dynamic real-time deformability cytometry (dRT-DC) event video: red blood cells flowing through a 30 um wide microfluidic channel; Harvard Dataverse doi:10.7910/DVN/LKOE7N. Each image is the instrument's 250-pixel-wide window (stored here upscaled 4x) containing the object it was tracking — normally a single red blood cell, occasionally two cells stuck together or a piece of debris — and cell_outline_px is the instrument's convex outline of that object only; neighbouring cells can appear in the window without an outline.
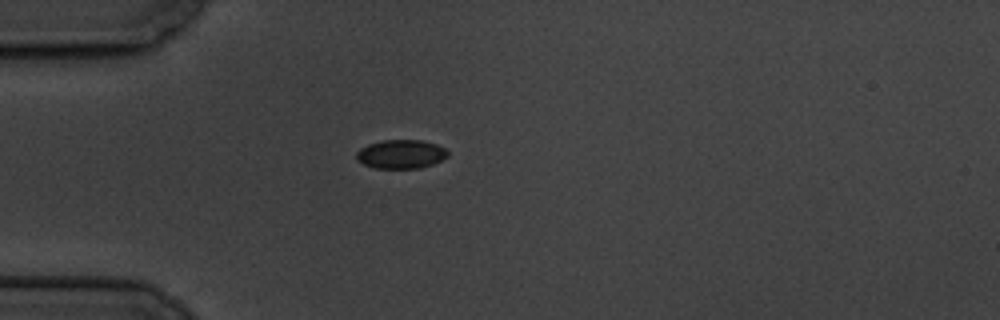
{"species": "common noctule bat (a hibernating species)", "species_latin": "Nyctalus noctula", "temperature_condition": "cold", "stored_images_in_passage": 1, "camera_frame_rate_fps": 3000, "um_per_image_px": 0.085, "animal": {"sex": "male", "body_mass_g": 19.5, "forearm_length_mm": 54.6}, "frame": {"image": 1, "passage_image": 1, "time_ms": 0.0, "image_size_px": [1000, 320], "cell_outline_px": [[448, 156], [432, 164], [420, 168], [372, 168], [356, 160], [356, 152], [360, 148], [368, 144], [384, 140], [420, 140], [436, 144], [444, 148], [448, 152]], "centroid_in_image_um": [34.05, 13.1], "position_along_channel_um": 51.0, "area_um2": 15.32}}